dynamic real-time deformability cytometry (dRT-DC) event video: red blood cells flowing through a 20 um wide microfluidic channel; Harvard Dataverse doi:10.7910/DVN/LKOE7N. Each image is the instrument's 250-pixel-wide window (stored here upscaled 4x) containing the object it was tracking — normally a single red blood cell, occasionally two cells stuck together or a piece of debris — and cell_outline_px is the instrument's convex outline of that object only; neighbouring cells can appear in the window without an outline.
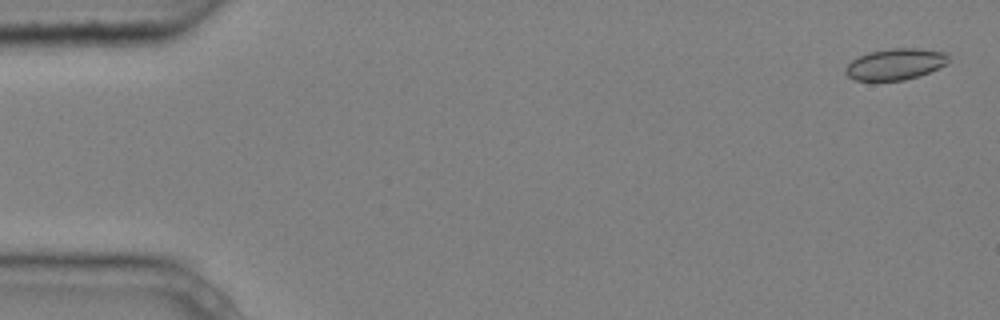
{"species": "common noctule bat (a hibernating species)", "species_latin": "Nyctalus noctula", "temperature_condition": "cold", "stored_images_in_passage": 4, "camera_frame_rate_fps": 3000, "um_per_image_px": 0.085, "animal": {"sex": "male", "body_mass_g": 20.4}, "frame": {"image": 1, "passage_image": 1, "time_ms": 0.0, "image_size_px": [1000, 320], "cell_outline_px": [[948, 64], [940, 68], [904, 80], [856, 80], [848, 76], [844, 72], [844, 68], [852, 60], [868, 52], [892, 48], [920, 48], [948, 52]], "centroid_in_image_um": [76.13, 5.44], "position_along_channel_um": 8.9, "area_um2": 18.79}}
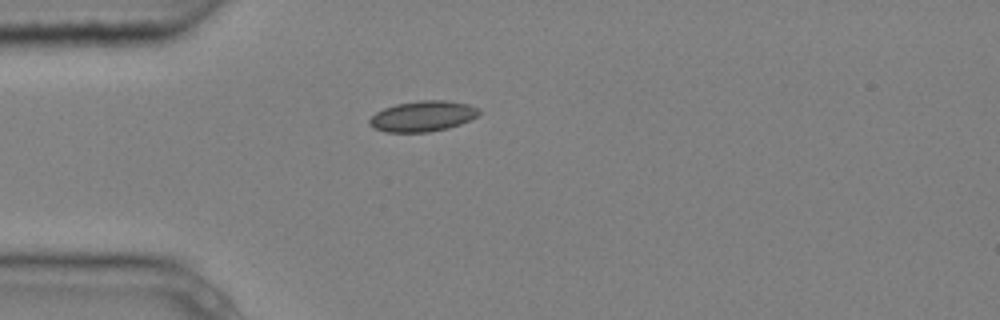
{"frame": {"image": 2, "passage_image": 4, "time_ms": 1.0, "image_size_px": [1000, 320], "cell_outline_px": [[480, 112], [476, 116], [460, 124], [448, 128], [428, 132], [388, 132], [376, 128], [368, 120], [376, 112], [384, 108], [396, 104], [420, 100], [444, 100], [468, 104], [480, 108]], "centroid_in_image_um": [35.96, 9.86], "position_along_channel_um": 49.0, "area_um2": 19.31}}